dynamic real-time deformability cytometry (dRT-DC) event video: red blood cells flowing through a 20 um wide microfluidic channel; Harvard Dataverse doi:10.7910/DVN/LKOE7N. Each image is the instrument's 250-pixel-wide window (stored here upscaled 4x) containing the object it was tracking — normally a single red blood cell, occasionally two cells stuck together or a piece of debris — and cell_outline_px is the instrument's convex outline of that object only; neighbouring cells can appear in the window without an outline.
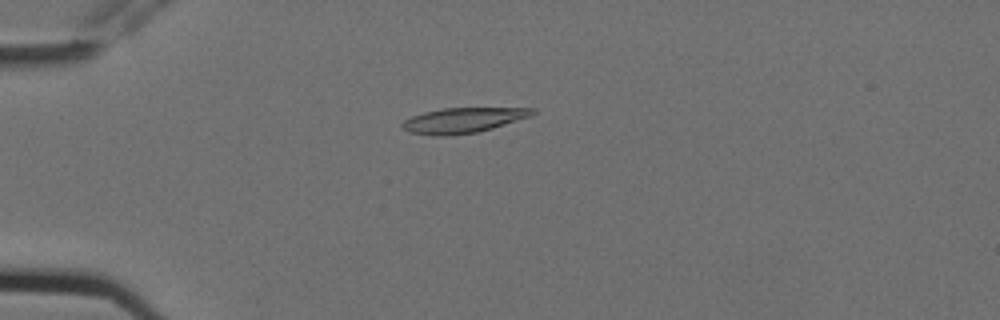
{"species": "Egyptian fruit bat (a non-hibernating species)", "species_latin": "Rousettus aegyptiacus", "temperature_condition": "cold", "stored_images_in_passage": 8, "camera_frame_rate_fps": 3000, "um_per_image_px": 0.085, "animal": {"sex": "female"}, "frame": {"image": 1, "passage_image": 5, "time_ms": 1.333, "image_size_px": [1000, 320], "cell_outline_px": [[536, 112], [528, 116], [492, 128], [476, 132], [448, 136], [432, 136], [408, 132], [400, 124], [404, 120], [412, 116], [424, 112], [444, 108], [536, 108]], "centroid_in_image_um": [39.29, 10.23], "position_along_channel_um": 45.7, "area_um2": 18.9}}
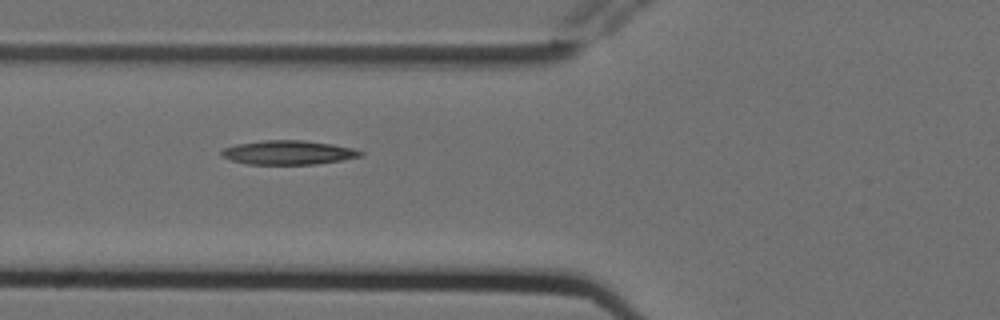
{"frame": {"image": 2, "passage_image": 7, "time_ms": 2.0, "image_size_px": [1000, 320], "cell_outline_px": [[364, 156], [316, 164], [244, 164], [232, 160], [224, 156], [220, 152], [224, 148], [236, 144], [264, 140], [304, 140], [332, 144], [352, 148], [364, 152]], "centroid_in_image_um": [24.52, 12.96], "position_along_channel_um": 101.3, "area_um2": 19.42}}
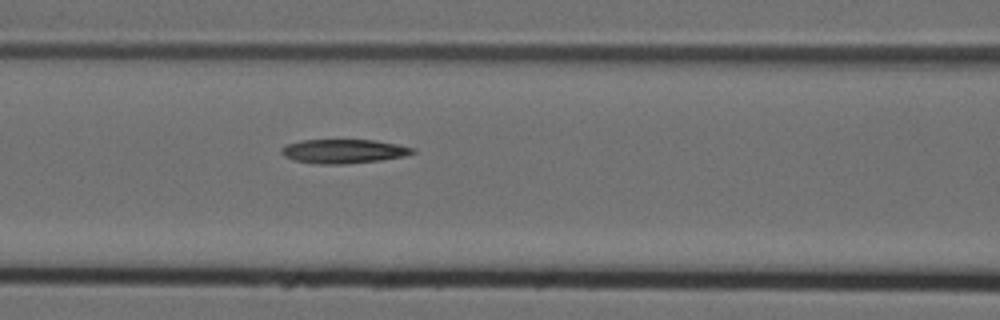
{"frame": {"image": 3, "passage_image": 8, "time_ms": 2.333, "image_size_px": [1000, 320], "cell_outline_px": [[416, 152], [404, 156], [380, 160], [344, 164], [316, 164], [292, 160], [284, 156], [280, 152], [280, 148], [288, 144], [300, 140], [376, 140], [416, 148]], "centroid_in_image_um": [29.18, 12.86], "position_along_channel_um": 137.4, "area_um2": 18.5}}